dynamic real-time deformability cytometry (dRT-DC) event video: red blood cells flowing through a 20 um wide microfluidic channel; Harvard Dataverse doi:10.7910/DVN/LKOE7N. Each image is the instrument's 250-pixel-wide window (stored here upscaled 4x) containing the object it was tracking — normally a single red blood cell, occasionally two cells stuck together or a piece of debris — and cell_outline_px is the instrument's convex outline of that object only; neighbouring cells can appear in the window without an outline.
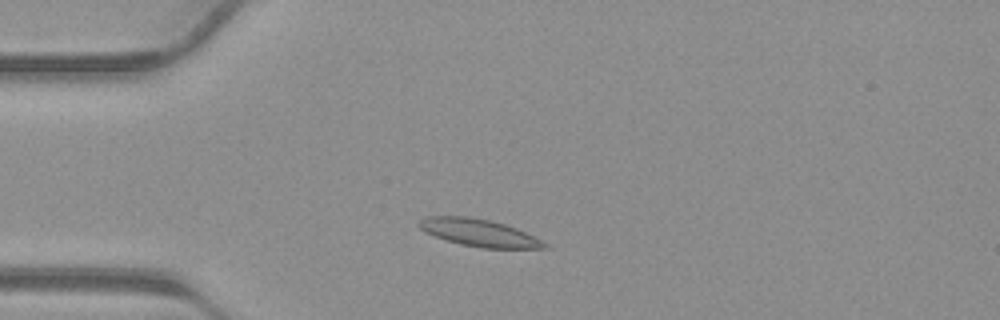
{"species": "common noctule bat (a hibernating species)", "species_latin": "Nyctalus noctula", "temperature_condition": "warm", "stored_images_in_passage": 35, "camera_frame_rate_fps": 3000, "um_per_image_px": 0.085, "animal": {"sex": "male", "body_mass_g": 23.1, "forearm_length_mm": 52.7}, "frame": {"image": 1, "passage_image": 5, "time_ms": 1.333, "image_size_px": [1000, 320], "cell_outline_px": [[548, 248], [484, 248], [460, 244], [436, 236], [420, 228], [416, 224], [420, 220], [428, 216], [464, 216], [488, 220], [504, 224], [516, 228], [548, 244]], "centroid_in_image_um": [40.71, 19.78], "position_along_channel_um": 44.3, "area_um2": 19.48}}
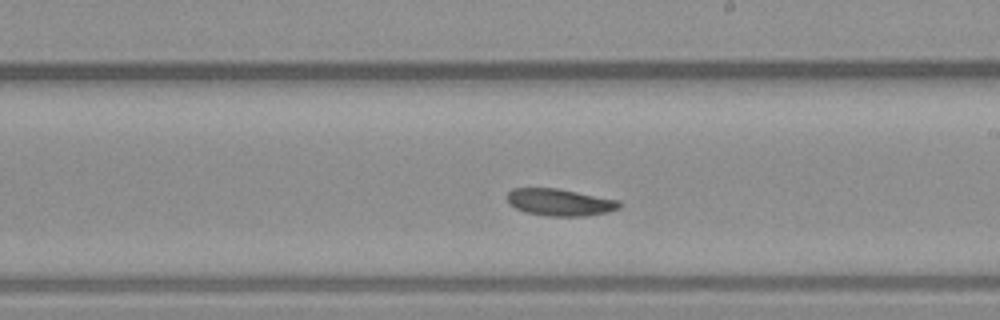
{"frame": {"image": 2, "passage_image": 18, "time_ms": 5.667, "image_size_px": [1000, 320], "cell_outline_px": [[620, 208], [608, 212], [584, 216], [548, 216], [524, 212], [516, 208], [508, 200], [508, 192], [512, 188], [556, 188], [620, 200]], "centroid_in_image_um": [47.61, 17.19], "position_along_channel_um": 241.4, "area_um2": 17.57}}
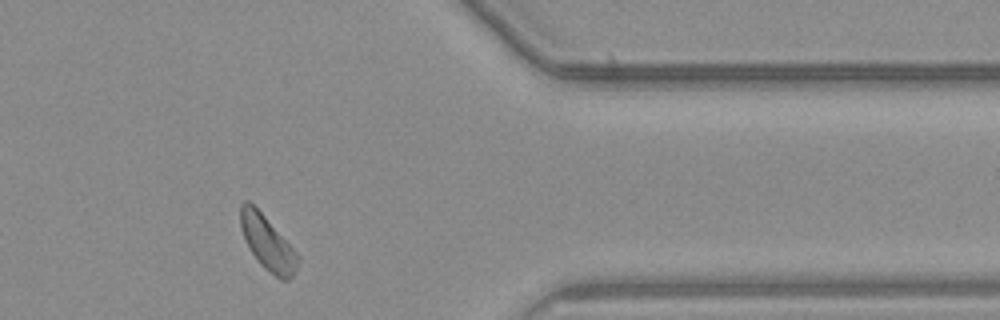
{"frame": {"image": 3, "passage_image": 28, "time_ms": 9.0, "image_size_px": [1000, 320], "cell_outline_px": [[300, 260], [292, 276], [288, 280], [280, 280], [264, 268], [260, 264], [248, 248], [240, 228], [240, 204], [244, 200], [248, 200], [264, 216], [300, 256]], "centroid_in_image_um": [22.72, 20.67], "position_along_channel_um": 388.7, "area_um2": 17.98}}